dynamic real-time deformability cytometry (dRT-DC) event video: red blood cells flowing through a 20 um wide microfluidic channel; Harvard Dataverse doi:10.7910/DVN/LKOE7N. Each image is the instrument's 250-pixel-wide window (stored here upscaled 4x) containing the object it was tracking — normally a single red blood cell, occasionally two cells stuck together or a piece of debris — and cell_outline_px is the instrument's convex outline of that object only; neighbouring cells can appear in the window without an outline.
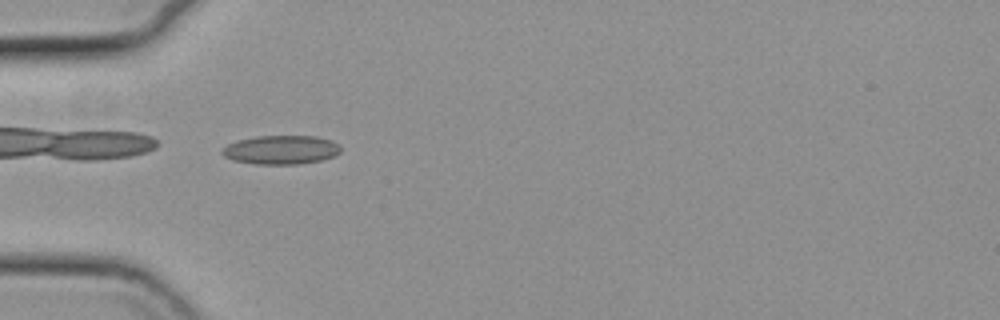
{"species": "common noctule bat (a hibernating species)", "species_latin": "Nyctalus noctula", "temperature_condition": "cold", "stored_images_in_passage": 39, "camera_frame_rate_fps": 3000, "um_per_image_px": 0.085, "animal": {"sex": "female", "body_mass_g": 19.3, "forearm_length_mm": 54.1}, "frame": {"image": 1, "passage_image": 1, "time_ms": 0.0, "image_size_px": [1000, 320], "cell_outline_px": [[340, 152], [332, 156], [320, 160], [300, 164], [252, 164], [232, 160], [224, 156], [220, 152], [228, 144], [236, 140], [256, 136], [316, 136], [332, 140], [340, 148]], "centroid_in_image_um": [23.84, 12.73], "position_along_channel_um": 61.2, "area_um2": 19.94}}
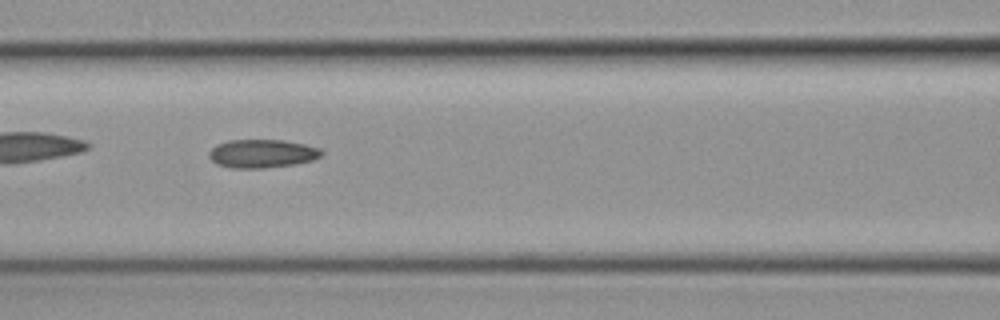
{"frame": {"image": 2, "passage_image": 8, "time_ms": 2.333, "image_size_px": [1000, 320], "cell_outline_px": [[324, 152], [320, 156], [312, 160], [296, 164], [264, 168], [232, 168], [216, 164], [208, 156], [208, 152], [216, 144], [228, 140], [284, 140], [304, 144], [320, 148]], "centroid_in_image_um": [22.26, 13.05], "position_along_channel_um": 144.3, "area_um2": 18.73}}
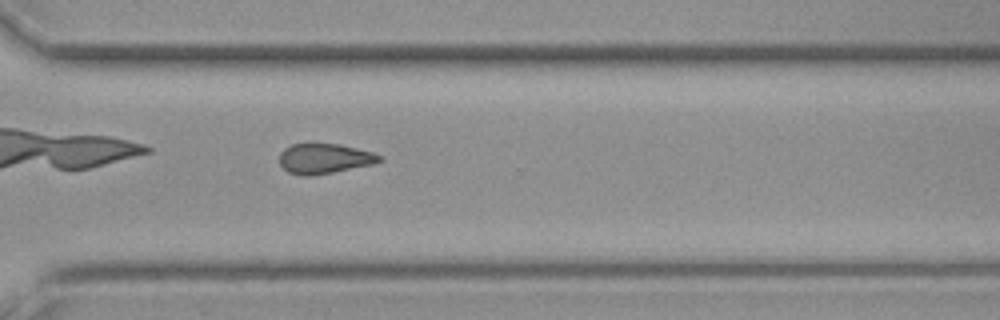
{"frame": {"image": 3, "passage_image": 24, "time_ms": 7.667, "image_size_px": [1000, 320], "cell_outline_px": [[384, 160], [372, 164], [312, 176], [300, 176], [288, 172], [280, 164], [280, 152], [284, 148], [292, 144], [312, 140], [340, 144], [372, 152], [384, 156]], "centroid_in_image_um": [27.55, 13.43], "position_along_channel_um": 343.1, "area_um2": 18.21}, "authors_computed_cell_mechanics": {"area_um2": 17.8602, "velocity_mm_per_s": 3.7298, "shape_relaxation_time_tau1_ms": 5.5609, "shape_relaxation_time_tau2_ms": 4.6631, "deformation_change_tau1": 0.1224, "deformation_change_tau2": 0.1277}}